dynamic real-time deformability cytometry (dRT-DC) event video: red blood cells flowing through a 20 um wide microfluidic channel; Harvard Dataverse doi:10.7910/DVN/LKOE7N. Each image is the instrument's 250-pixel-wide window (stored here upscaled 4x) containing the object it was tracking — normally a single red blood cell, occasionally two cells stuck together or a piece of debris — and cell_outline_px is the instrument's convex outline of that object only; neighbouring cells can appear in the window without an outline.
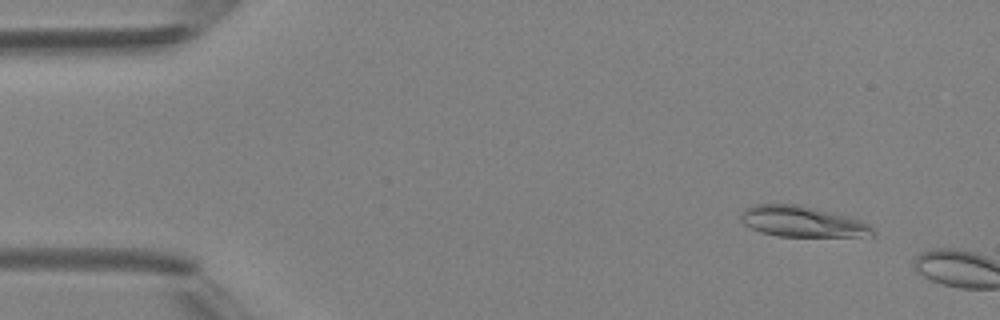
{"species": "Egyptian fruit bat (a non-hibernating species)", "species_latin": "Rousettus aegyptiacus", "temperature_condition": "room temperature", "stored_images_in_passage": 3, "camera_frame_rate_fps": 3000, "um_per_image_px": 0.085, "animal": {"sex": "female"}, "frame": {"image": 1, "passage_image": 2, "time_ms": 1.333, "image_size_px": [1000, 320], "cell_outline_px": [[872, 236], [776, 236], [760, 232], [744, 224], [740, 220], [740, 216], [744, 208], [756, 204], [800, 204], [848, 216], [860, 220], [868, 224], [872, 228]], "centroid_in_image_um": [68.14, 18.82], "position_along_channel_um": 16.9, "area_um2": 23.58}}